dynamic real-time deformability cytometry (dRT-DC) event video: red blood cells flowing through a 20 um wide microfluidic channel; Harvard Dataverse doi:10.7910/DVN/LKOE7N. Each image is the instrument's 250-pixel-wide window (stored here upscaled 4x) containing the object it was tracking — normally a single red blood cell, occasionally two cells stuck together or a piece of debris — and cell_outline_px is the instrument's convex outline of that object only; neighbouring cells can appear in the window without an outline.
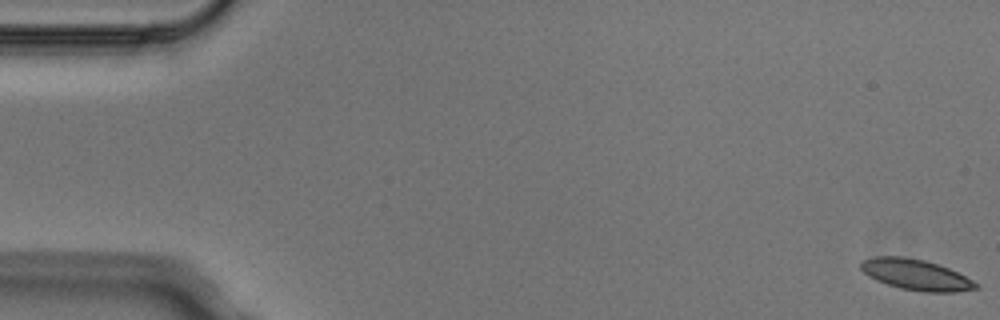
{"species": "Egyptian fruit bat (a non-hibernating species)", "species_latin": "Rousettus aegyptiacus", "temperature_condition": "cold", "stored_images_in_passage": 5, "segment_of_instrument_passage": [1, 2], "camera_frame_rate_fps": 3000, "um_per_image_px": 0.085, "animal": {"sex": "male"}, "frame": {"image": 1, "passage_image": 1, "time_ms": 0.0, "image_size_px": [1000, 320], "cell_outline_px": [[980, 288], [956, 292], [924, 292], [900, 288], [876, 280], [868, 276], [860, 268], [860, 264], [864, 260], [876, 256], [904, 256], [924, 260], [948, 268], [980, 284]], "centroid_in_image_um": [77.86, 23.35], "position_along_channel_um": 7.1, "area_um2": 20.52}}
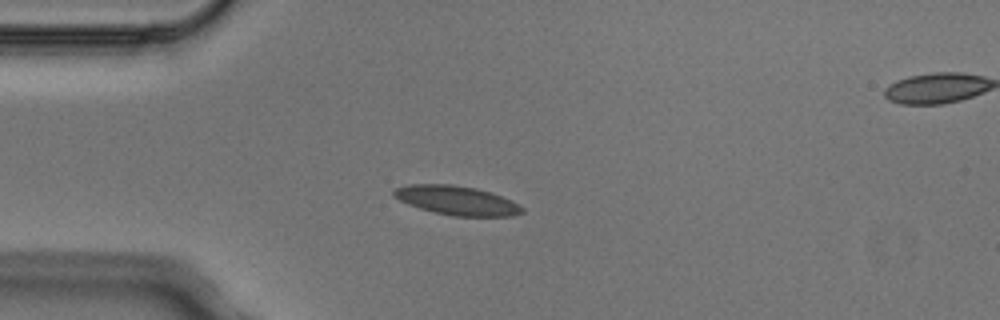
{"frame": {"image": 2, "passage_image": 4, "time_ms": 1.0, "image_size_px": [1000, 320], "cell_outline_px": [[524, 212], [512, 216], [452, 216], [420, 208], [408, 204], [392, 196], [392, 192], [396, 188], [408, 184], [452, 184], [476, 188], [512, 200], [524, 208]], "centroid_in_image_um": [38.82, 17.03], "position_along_channel_um": 46.2, "area_um2": 21.68}}